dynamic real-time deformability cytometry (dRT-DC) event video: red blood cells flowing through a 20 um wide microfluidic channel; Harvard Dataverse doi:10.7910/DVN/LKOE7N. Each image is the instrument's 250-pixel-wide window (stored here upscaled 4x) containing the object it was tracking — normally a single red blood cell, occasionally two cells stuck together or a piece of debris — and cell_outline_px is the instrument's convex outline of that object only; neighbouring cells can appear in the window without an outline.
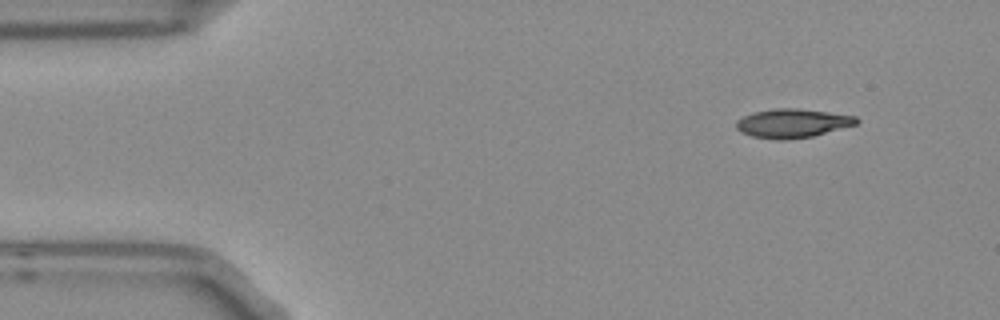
{"species": "Egyptian fruit bat (a non-hibernating species)", "species_latin": "Rousettus aegyptiacus", "temperature_condition": "room temperature", "stored_images_in_passage": 4, "camera_frame_rate_fps": 3000, "um_per_image_px": 0.085, "frame": {"image": 1, "passage_image": 1, "time_ms": 0.0, "image_size_px": [1000, 320], "cell_outline_px": [[860, 120], [856, 124], [812, 136], [784, 140], [780, 140], [752, 136], [740, 132], [736, 128], [736, 120], [752, 112], [772, 108], [796, 108], [828, 112], [856, 116]], "centroid_in_image_um": [67.32, 10.46], "position_along_channel_um": 17.7, "area_um2": 20.17}}
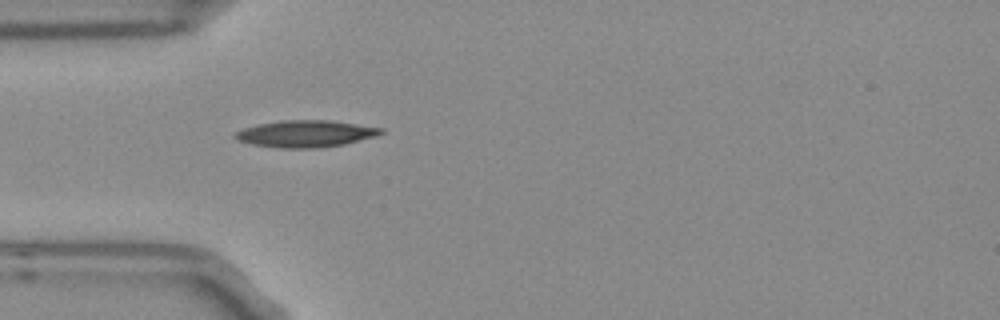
{"frame": {"image": 2, "passage_image": 4, "time_ms": 1.0, "image_size_px": [1000, 320], "cell_outline_px": [[384, 132], [376, 136], [344, 144], [320, 148], [276, 148], [252, 144], [240, 140], [232, 136], [236, 132], [244, 128], [260, 124], [280, 120], [328, 120], [384, 128]], "centroid_in_image_um": [25.99, 11.37], "position_along_channel_um": 59.0, "area_um2": 22.72}}